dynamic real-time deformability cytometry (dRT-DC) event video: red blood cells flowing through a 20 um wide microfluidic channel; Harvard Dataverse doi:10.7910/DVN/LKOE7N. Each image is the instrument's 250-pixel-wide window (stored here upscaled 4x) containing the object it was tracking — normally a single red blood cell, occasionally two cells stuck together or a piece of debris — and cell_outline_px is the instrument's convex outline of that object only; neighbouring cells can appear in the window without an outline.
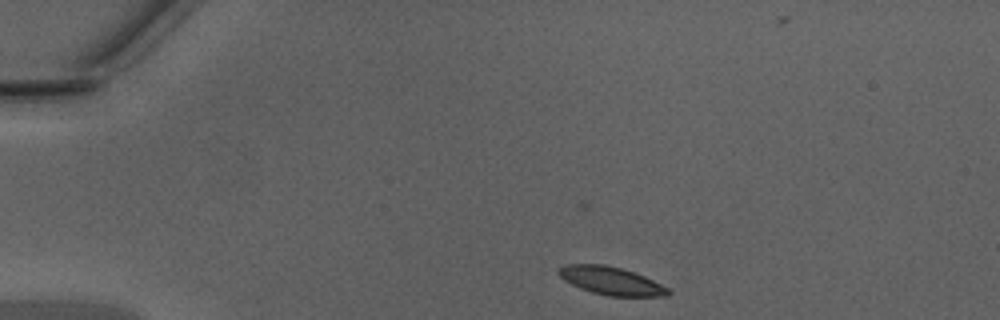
{"species": "Egyptian fruit bat (a non-hibernating species)", "species_latin": "Rousettus aegyptiacus", "temperature_condition": "warm", "stored_images_in_passage": 39, "camera_frame_rate_fps": 3000, "um_per_image_px": 0.085, "animal": {"sex": "male"}, "frame": {"image": 1, "passage_image": 1, "time_ms": 0.0, "image_size_px": [1000, 320], "cell_outline_px": [[672, 292], [668, 296], [608, 296], [592, 292], [580, 288], [564, 280], [556, 272], [564, 264], [604, 264], [620, 268], [644, 276], [668, 288]], "centroid_in_image_um": [51.93, 23.87], "position_along_channel_um": 33.1, "area_um2": 17.74}}
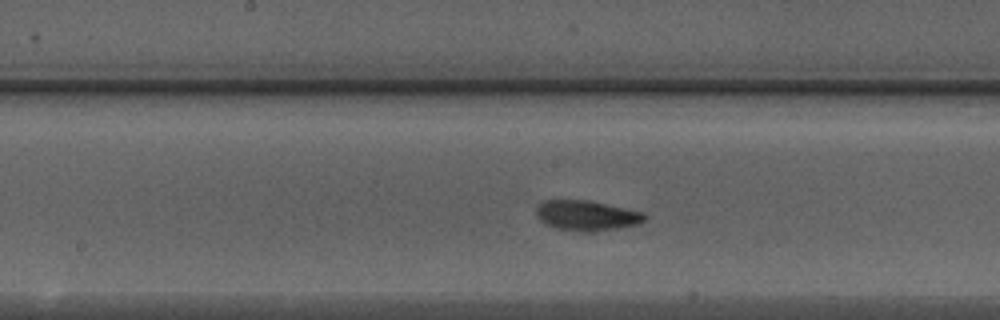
{"frame": {"image": 2, "passage_image": 17, "time_ms": 5.333, "image_size_px": [1000, 320], "cell_outline_px": [[648, 216], [640, 224], [596, 232], [584, 232], [556, 228], [540, 220], [536, 216], [536, 208], [540, 200], [588, 200], [644, 212]], "centroid_in_image_um": [49.88, 18.32], "position_along_channel_um": 198.3, "area_um2": 19.25}}
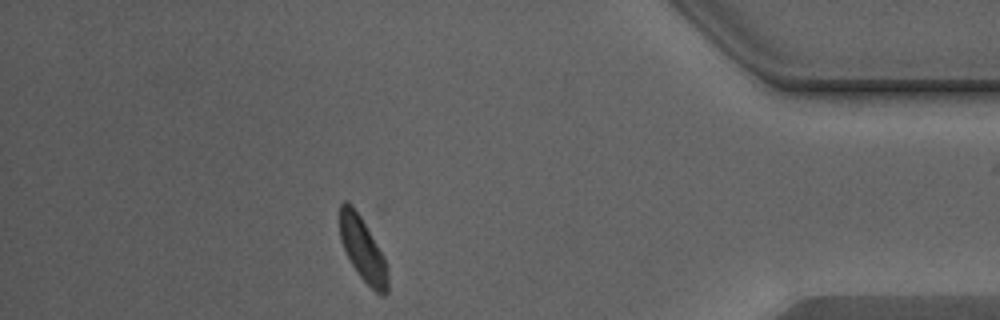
{"frame": {"image": 3, "passage_image": 34, "time_ms": 11.0, "image_size_px": [1000, 320], "cell_outline_px": [[388, 292], [376, 292], [360, 276], [352, 264], [340, 240], [340, 204], [344, 200], [360, 216], [384, 256], [388, 264]], "centroid_in_image_um": [30.85, 21.21], "position_along_channel_um": 404.3, "area_um2": 17.28}, "authors_computed_cell_mechanics": {"area_um2": 18.2648, "velocity_mm_per_s": 4.312, "shape_relaxation_time_tau1_ms": 2.755, "shape_relaxation_time_tau2_ms": 1.3643, "deformation_change_tau1": 0.0825, "deformation_change_tau2": 0.0701}}